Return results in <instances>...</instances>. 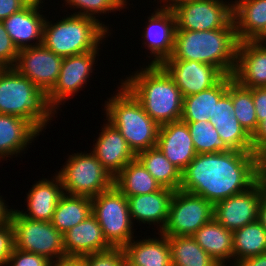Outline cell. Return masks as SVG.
<instances>
[{
    "label": "cell",
    "instance_id": "6da1fadb",
    "mask_svg": "<svg viewBox=\"0 0 266 266\" xmlns=\"http://www.w3.org/2000/svg\"><path fill=\"white\" fill-rule=\"evenodd\" d=\"M259 180V156L253 152L197 154L182 172L180 190L212 203L247 191Z\"/></svg>",
    "mask_w": 266,
    "mask_h": 266
},
{
    "label": "cell",
    "instance_id": "7a4b0ae2",
    "mask_svg": "<svg viewBox=\"0 0 266 266\" xmlns=\"http://www.w3.org/2000/svg\"><path fill=\"white\" fill-rule=\"evenodd\" d=\"M142 67L121 83L159 126L181 120L183 96L172 77L161 65Z\"/></svg>",
    "mask_w": 266,
    "mask_h": 266
},
{
    "label": "cell",
    "instance_id": "3957f363",
    "mask_svg": "<svg viewBox=\"0 0 266 266\" xmlns=\"http://www.w3.org/2000/svg\"><path fill=\"white\" fill-rule=\"evenodd\" d=\"M239 39L232 20L226 27L206 31L176 30L174 50L168 60L199 61L233 75Z\"/></svg>",
    "mask_w": 266,
    "mask_h": 266
},
{
    "label": "cell",
    "instance_id": "277c9868",
    "mask_svg": "<svg viewBox=\"0 0 266 266\" xmlns=\"http://www.w3.org/2000/svg\"><path fill=\"white\" fill-rule=\"evenodd\" d=\"M57 113L49 104L47 94L13 67L1 72L0 114L24 118L42 133Z\"/></svg>",
    "mask_w": 266,
    "mask_h": 266
},
{
    "label": "cell",
    "instance_id": "5b68a950",
    "mask_svg": "<svg viewBox=\"0 0 266 266\" xmlns=\"http://www.w3.org/2000/svg\"><path fill=\"white\" fill-rule=\"evenodd\" d=\"M117 92L107 98L103 110L107 122L127 141L135 155L157 146L159 125L144 111L141 103L120 82Z\"/></svg>",
    "mask_w": 266,
    "mask_h": 266
},
{
    "label": "cell",
    "instance_id": "8992f818",
    "mask_svg": "<svg viewBox=\"0 0 266 266\" xmlns=\"http://www.w3.org/2000/svg\"><path fill=\"white\" fill-rule=\"evenodd\" d=\"M110 34L95 19L71 13L55 23L46 18L42 44L65 58L97 50Z\"/></svg>",
    "mask_w": 266,
    "mask_h": 266
},
{
    "label": "cell",
    "instance_id": "52a82bcc",
    "mask_svg": "<svg viewBox=\"0 0 266 266\" xmlns=\"http://www.w3.org/2000/svg\"><path fill=\"white\" fill-rule=\"evenodd\" d=\"M66 159L56 171L64 193L92 198L114 185V178L92 152L72 153Z\"/></svg>",
    "mask_w": 266,
    "mask_h": 266
},
{
    "label": "cell",
    "instance_id": "ba28073f",
    "mask_svg": "<svg viewBox=\"0 0 266 266\" xmlns=\"http://www.w3.org/2000/svg\"><path fill=\"white\" fill-rule=\"evenodd\" d=\"M92 214L97 219L104 237L112 247L124 248L134 239L128 200L114 185L92 197Z\"/></svg>",
    "mask_w": 266,
    "mask_h": 266
},
{
    "label": "cell",
    "instance_id": "9c48e42d",
    "mask_svg": "<svg viewBox=\"0 0 266 266\" xmlns=\"http://www.w3.org/2000/svg\"><path fill=\"white\" fill-rule=\"evenodd\" d=\"M11 224L14 248L47 257L50 261L65 257L63 234L51 222L36 221L13 209Z\"/></svg>",
    "mask_w": 266,
    "mask_h": 266
},
{
    "label": "cell",
    "instance_id": "30bf717a",
    "mask_svg": "<svg viewBox=\"0 0 266 266\" xmlns=\"http://www.w3.org/2000/svg\"><path fill=\"white\" fill-rule=\"evenodd\" d=\"M214 205L201 196L176 190L171 199L167 222L160 232L165 236H192L213 219Z\"/></svg>",
    "mask_w": 266,
    "mask_h": 266
},
{
    "label": "cell",
    "instance_id": "8fae6325",
    "mask_svg": "<svg viewBox=\"0 0 266 266\" xmlns=\"http://www.w3.org/2000/svg\"><path fill=\"white\" fill-rule=\"evenodd\" d=\"M225 1V0H224ZM195 0L176 5V30L206 31L226 27L233 20V1Z\"/></svg>",
    "mask_w": 266,
    "mask_h": 266
},
{
    "label": "cell",
    "instance_id": "7c38bea8",
    "mask_svg": "<svg viewBox=\"0 0 266 266\" xmlns=\"http://www.w3.org/2000/svg\"><path fill=\"white\" fill-rule=\"evenodd\" d=\"M100 49L99 47L94 51L63 58L58 80L47 94L49 104L56 111H59L60 105H64L70 97L75 96L83 88L85 89L87 81L91 80L89 78L95 71L96 65L94 64L98 60L96 56H100Z\"/></svg>",
    "mask_w": 266,
    "mask_h": 266
},
{
    "label": "cell",
    "instance_id": "4fadbf2b",
    "mask_svg": "<svg viewBox=\"0 0 266 266\" xmlns=\"http://www.w3.org/2000/svg\"><path fill=\"white\" fill-rule=\"evenodd\" d=\"M63 57L43 44L20 49L14 69L48 94L56 84Z\"/></svg>",
    "mask_w": 266,
    "mask_h": 266
},
{
    "label": "cell",
    "instance_id": "5bb4252c",
    "mask_svg": "<svg viewBox=\"0 0 266 266\" xmlns=\"http://www.w3.org/2000/svg\"><path fill=\"white\" fill-rule=\"evenodd\" d=\"M154 8L141 36L150 54L149 61L152 59L148 65L152 66L162 65L172 56L177 28L173 9L158 4Z\"/></svg>",
    "mask_w": 266,
    "mask_h": 266
},
{
    "label": "cell",
    "instance_id": "9a60e30c",
    "mask_svg": "<svg viewBox=\"0 0 266 266\" xmlns=\"http://www.w3.org/2000/svg\"><path fill=\"white\" fill-rule=\"evenodd\" d=\"M265 188L258 180L247 191L214 204L213 218L231 232L258 220V207Z\"/></svg>",
    "mask_w": 266,
    "mask_h": 266
},
{
    "label": "cell",
    "instance_id": "2e32d148",
    "mask_svg": "<svg viewBox=\"0 0 266 266\" xmlns=\"http://www.w3.org/2000/svg\"><path fill=\"white\" fill-rule=\"evenodd\" d=\"M161 66L172 77L183 97L211 88L225 76L214 65L194 60H166Z\"/></svg>",
    "mask_w": 266,
    "mask_h": 266
},
{
    "label": "cell",
    "instance_id": "e0dca14e",
    "mask_svg": "<svg viewBox=\"0 0 266 266\" xmlns=\"http://www.w3.org/2000/svg\"><path fill=\"white\" fill-rule=\"evenodd\" d=\"M44 2L43 0H32L21 11L2 21L18 50L42 44L44 23L47 18L46 15L41 14L43 10H40L44 9L42 6L45 4Z\"/></svg>",
    "mask_w": 266,
    "mask_h": 266
},
{
    "label": "cell",
    "instance_id": "ac0fdd59",
    "mask_svg": "<svg viewBox=\"0 0 266 266\" xmlns=\"http://www.w3.org/2000/svg\"><path fill=\"white\" fill-rule=\"evenodd\" d=\"M102 126L91 152L114 178L136 155L115 127L106 120Z\"/></svg>",
    "mask_w": 266,
    "mask_h": 266
},
{
    "label": "cell",
    "instance_id": "d6986e66",
    "mask_svg": "<svg viewBox=\"0 0 266 266\" xmlns=\"http://www.w3.org/2000/svg\"><path fill=\"white\" fill-rule=\"evenodd\" d=\"M157 147L181 172L197 155L188 125L182 120L159 126Z\"/></svg>",
    "mask_w": 266,
    "mask_h": 266
},
{
    "label": "cell",
    "instance_id": "ffe728a7",
    "mask_svg": "<svg viewBox=\"0 0 266 266\" xmlns=\"http://www.w3.org/2000/svg\"><path fill=\"white\" fill-rule=\"evenodd\" d=\"M233 78L246 88L266 87V43L239 42Z\"/></svg>",
    "mask_w": 266,
    "mask_h": 266
},
{
    "label": "cell",
    "instance_id": "44dd1931",
    "mask_svg": "<svg viewBox=\"0 0 266 266\" xmlns=\"http://www.w3.org/2000/svg\"><path fill=\"white\" fill-rule=\"evenodd\" d=\"M174 192L172 189L162 187L160 190L149 194L127 197L133 224L135 221L149 226L153 224L158 233L161 232L167 222Z\"/></svg>",
    "mask_w": 266,
    "mask_h": 266
},
{
    "label": "cell",
    "instance_id": "7402d4cb",
    "mask_svg": "<svg viewBox=\"0 0 266 266\" xmlns=\"http://www.w3.org/2000/svg\"><path fill=\"white\" fill-rule=\"evenodd\" d=\"M54 175L52 180L42 178L32 185L26 194L27 211L18 210L22 216L36 221H52L56 206L64 194L60 177Z\"/></svg>",
    "mask_w": 266,
    "mask_h": 266
},
{
    "label": "cell",
    "instance_id": "603a6c76",
    "mask_svg": "<svg viewBox=\"0 0 266 266\" xmlns=\"http://www.w3.org/2000/svg\"><path fill=\"white\" fill-rule=\"evenodd\" d=\"M66 256L83 257L112 248L93 214L63 234Z\"/></svg>",
    "mask_w": 266,
    "mask_h": 266
},
{
    "label": "cell",
    "instance_id": "cb8c5ba5",
    "mask_svg": "<svg viewBox=\"0 0 266 266\" xmlns=\"http://www.w3.org/2000/svg\"><path fill=\"white\" fill-rule=\"evenodd\" d=\"M40 132L27 120L15 115L0 114V160H10L28 150ZM1 162V161H0Z\"/></svg>",
    "mask_w": 266,
    "mask_h": 266
},
{
    "label": "cell",
    "instance_id": "d4e9b609",
    "mask_svg": "<svg viewBox=\"0 0 266 266\" xmlns=\"http://www.w3.org/2000/svg\"><path fill=\"white\" fill-rule=\"evenodd\" d=\"M233 20L240 42L258 41L266 33V0L233 1Z\"/></svg>",
    "mask_w": 266,
    "mask_h": 266
},
{
    "label": "cell",
    "instance_id": "484cf974",
    "mask_svg": "<svg viewBox=\"0 0 266 266\" xmlns=\"http://www.w3.org/2000/svg\"><path fill=\"white\" fill-rule=\"evenodd\" d=\"M132 239L125 247L126 260L134 266H172L168 236Z\"/></svg>",
    "mask_w": 266,
    "mask_h": 266
},
{
    "label": "cell",
    "instance_id": "4316f807",
    "mask_svg": "<svg viewBox=\"0 0 266 266\" xmlns=\"http://www.w3.org/2000/svg\"><path fill=\"white\" fill-rule=\"evenodd\" d=\"M192 237L218 264L233 266V232L214 218L201 226Z\"/></svg>",
    "mask_w": 266,
    "mask_h": 266
},
{
    "label": "cell",
    "instance_id": "83f0119b",
    "mask_svg": "<svg viewBox=\"0 0 266 266\" xmlns=\"http://www.w3.org/2000/svg\"><path fill=\"white\" fill-rule=\"evenodd\" d=\"M228 90V75L215 86L199 93L183 97L184 122L209 121L214 116L215 104Z\"/></svg>",
    "mask_w": 266,
    "mask_h": 266
},
{
    "label": "cell",
    "instance_id": "f1b7e54d",
    "mask_svg": "<svg viewBox=\"0 0 266 266\" xmlns=\"http://www.w3.org/2000/svg\"><path fill=\"white\" fill-rule=\"evenodd\" d=\"M114 186L126 197L149 194L162 188L137 158L114 177Z\"/></svg>",
    "mask_w": 266,
    "mask_h": 266
},
{
    "label": "cell",
    "instance_id": "f546056e",
    "mask_svg": "<svg viewBox=\"0 0 266 266\" xmlns=\"http://www.w3.org/2000/svg\"><path fill=\"white\" fill-rule=\"evenodd\" d=\"M136 158L161 187L174 191L180 189L182 172L164 156L157 146L138 153Z\"/></svg>",
    "mask_w": 266,
    "mask_h": 266
},
{
    "label": "cell",
    "instance_id": "4dcf8cb0",
    "mask_svg": "<svg viewBox=\"0 0 266 266\" xmlns=\"http://www.w3.org/2000/svg\"><path fill=\"white\" fill-rule=\"evenodd\" d=\"M92 214V199L64 193L54 211L51 223L62 234Z\"/></svg>",
    "mask_w": 266,
    "mask_h": 266
},
{
    "label": "cell",
    "instance_id": "1f68e13d",
    "mask_svg": "<svg viewBox=\"0 0 266 266\" xmlns=\"http://www.w3.org/2000/svg\"><path fill=\"white\" fill-rule=\"evenodd\" d=\"M266 253V230L256 220L233 232V266L241 261Z\"/></svg>",
    "mask_w": 266,
    "mask_h": 266
},
{
    "label": "cell",
    "instance_id": "d6a6232c",
    "mask_svg": "<svg viewBox=\"0 0 266 266\" xmlns=\"http://www.w3.org/2000/svg\"><path fill=\"white\" fill-rule=\"evenodd\" d=\"M172 266H221L192 236H168Z\"/></svg>",
    "mask_w": 266,
    "mask_h": 266
},
{
    "label": "cell",
    "instance_id": "836d02e7",
    "mask_svg": "<svg viewBox=\"0 0 266 266\" xmlns=\"http://www.w3.org/2000/svg\"><path fill=\"white\" fill-rule=\"evenodd\" d=\"M233 114L240 125L252 136L258 128L257 115L250 88L243 87L231 75Z\"/></svg>",
    "mask_w": 266,
    "mask_h": 266
},
{
    "label": "cell",
    "instance_id": "e575fe53",
    "mask_svg": "<svg viewBox=\"0 0 266 266\" xmlns=\"http://www.w3.org/2000/svg\"><path fill=\"white\" fill-rule=\"evenodd\" d=\"M209 122L231 150L253 152L252 136L240 125L234 114L229 118L209 119Z\"/></svg>",
    "mask_w": 266,
    "mask_h": 266
},
{
    "label": "cell",
    "instance_id": "d590c367",
    "mask_svg": "<svg viewBox=\"0 0 266 266\" xmlns=\"http://www.w3.org/2000/svg\"><path fill=\"white\" fill-rule=\"evenodd\" d=\"M197 154L228 152L231 149L220 138L209 121L186 122Z\"/></svg>",
    "mask_w": 266,
    "mask_h": 266
},
{
    "label": "cell",
    "instance_id": "8d00e7d4",
    "mask_svg": "<svg viewBox=\"0 0 266 266\" xmlns=\"http://www.w3.org/2000/svg\"><path fill=\"white\" fill-rule=\"evenodd\" d=\"M65 6L67 8L78 9L77 12H73L74 15L86 16L95 19L100 22L108 31H112L111 26H106L105 22L100 21V15L104 16L105 14L111 12H120V9H127V0H64ZM69 6V7H68ZM96 15V16H95Z\"/></svg>",
    "mask_w": 266,
    "mask_h": 266
},
{
    "label": "cell",
    "instance_id": "74e56055",
    "mask_svg": "<svg viewBox=\"0 0 266 266\" xmlns=\"http://www.w3.org/2000/svg\"><path fill=\"white\" fill-rule=\"evenodd\" d=\"M85 266H124L126 255L124 248L112 247L102 252L83 256Z\"/></svg>",
    "mask_w": 266,
    "mask_h": 266
},
{
    "label": "cell",
    "instance_id": "f35d334b",
    "mask_svg": "<svg viewBox=\"0 0 266 266\" xmlns=\"http://www.w3.org/2000/svg\"><path fill=\"white\" fill-rule=\"evenodd\" d=\"M19 50L12 42L5 26L0 21V63L5 67H14Z\"/></svg>",
    "mask_w": 266,
    "mask_h": 266
},
{
    "label": "cell",
    "instance_id": "ab89813d",
    "mask_svg": "<svg viewBox=\"0 0 266 266\" xmlns=\"http://www.w3.org/2000/svg\"><path fill=\"white\" fill-rule=\"evenodd\" d=\"M50 260L32 252L13 249L7 266H49Z\"/></svg>",
    "mask_w": 266,
    "mask_h": 266
},
{
    "label": "cell",
    "instance_id": "60d3db41",
    "mask_svg": "<svg viewBox=\"0 0 266 266\" xmlns=\"http://www.w3.org/2000/svg\"><path fill=\"white\" fill-rule=\"evenodd\" d=\"M14 249V230L11 221L0 225V266H7Z\"/></svg>",
    "mask_w": 266,
    "mask_h": 266
},
{
    "label": "cell",
    "instance_id": "b9f144b4",
    "mask_svg": "<svg viewBox=\"0 0 266 266\" xmlns=\"http://www.w3.org/2000/svg\"><path fill=\"white\" fill-rule=\"evenodd\" d=\"M234 106L231 99V75H228V90L215 104L214 116L211 119L229 118Z\"/></svg>",
    "mask_w": 266,
    "mask_h": 266
},
{
    "label": "cell",
    "instance_id": "7bdbcfd3",
    "mask_svg": "<svg viewBox=\"0 0 266 266\" xmlns=\"http://www.w3.org/2000/svg\"><path fill=\"white\" fill-rule=\"evenodd\" d=\"M258 124L266 119V87L251 89Z\"/></svg>",
    "mask_w": 266,
    "mask_h": 266
},
{
    "label": "cell",
    "instance_id": "ee69618b",
    "mask_svg": "<svg viewBox=\"0 0 266 266\" xmlns=\"http://www.w3.org/2000/svg\"><path fill=\"white\" fill-rule=\"evenodd\" d=\"M32 0H0V21L21 11Z\"/></svg>",
    "mask_w": 266,
    "mask_h": 266
},
{
    "label": "cell",
    "instance_id": "f6af8a7d",
    "mask_svg": "<svg viewBox=\"0 0 266 266\" xmlns=\"http://www.w3.org/2000/svg\"><path fill=\"white\" fill-rule=\"evenodd\" d=\"M253 153L258 156L266 149V119L261 121L252 135Z\"/></svg>",
    "mask_w": 266,
    "mask_h": 266
},
{
    "label": "cell",
    "instance_id": "bcb514c9",
    "mask_svg": "<svg viewBox=\"0 0 266 266\" xmlns=\"http://www.w3.org/2000/svg\"><path fill=\"white\" fill-rule=\"evenodd\" d=\"M49 266H85L83 257L65 256L51 260Z\"/></svg>",
    "mask_w": 266,
    "mask_h": 266
},
{
    "label": "cell",
    "instance_id": "7dc6e473",
    "mask_svg": "<svg viewBox=\"0 0 266 266\" xmlns=\"http://www.w3.org/2000/svg\"><path fill=\"white\" fill-rule=\"evenodd\" d=\"M234 266H266V253L247 259H242Z\"/></svg>",
    "mask_w": 266,
    "mask_h": 266
},
{
    "label": "cell",
    "instance_id": "c3c4849f",
    "mask_svg": "<svg viewBox=\"0 0 266 266\" xmlns=\"http://www.w3.org/2000/svg\"><path fill=\"white\" fill-rule=\"evenodd\" d=\"M2 197L3 196L0 195V225H3L10 221L13 211V209H11V207H9V205L5 203L6 200Z\"/></svg>",
    "mask_w": 266,
    "mask_h": 266
},
{
    "label": "cell",
    "instance_id": "681fc988",
    "mask_svg": "<svg viewBox=\"0 0 266 266\" xmlns=\"http://www.w3.org/2000/svg\"><path fill=\"white\" fill-rule=\"evenodd\" d=\"M258 221L266 230V193L263 194L258 207Z\"/></svg>",
    "mask_w": 266,
    "mask_h": 266
},
{
    "label": "cell",
    "instance_id": "f907efd6",
    "mask_svg": "<svg viewBox=\"0 0 266 266\" xmlns=\"http://www.w3.org/2000/svg\"><path fill=\"white\" fill-rule=\"evenodd\" d=\"M156 0H154L155 2ZM161 1V2H160ZM189 1H195V0H157L158 4L163 5L164 7H167V8H171L173 9L176 5H179V4H182V3H185V2H189Z\"/></svg>",
    "mask_w": 266,
    "mask_h": 266
},
{
    "label": "cell",
    "instance_id": "816d5d0a",
    "mask_svg": "<svg viewBox=\"0 0 266 266\" xmlns=\"http://www.w3.org/2000/svg\"><path fill=\"white\" fill-rule=\"evenodd\" d=\"M259 180L262 182L266 193V168H259Z\"/></svg>",
    "mask_w": 266,
    "mask_h": 266
},
{
    "label": "cell",
    "instance_id": "f5cc1de1",
    "mask_svg": "<svg viewBox=\"0 0 266 266\" xmlns=\"http://www.w3.org/2000/svg\"><path fill=\"white\" fill-rule=\"evenodd\" d=\"M259 168H266V149L259 155Z\"/></svg>",
    "mask_w": 266,
    "mask_h": 266
},
{
    "label": "cell",
    "instance_id": "db71d44e",
    "mask_svg": "<svg viewBox=\"0 0 266 266\" xmlns=\"http://www.w3.org/2000/svg\"><path fill=\"white\" fill-rule=\"evenodd\" d=\"M258 41L266 43V33Z\"/></svg>",
    "mask_w": 266,
    "mask_h": 266
},
{
    "label": "cell",
    "instance_id": "11a10c76",
    "mask_svg": "<svg viewBox=\"0 0 266 266\" xmlns=\"http://www.w3.org/2000/svg\"><path fill=\"white\" fill-rule=\"evenodd\" d=\"M6 67L2 64V63H0V74H1V72L5 69Z\"/></svg>",
    "mask_w": 266,
    "mask_h": 266
},
{
    "label": "cell",
    "instance_id": "9f6ffc18",
    "mask_svg": "<svg viewBox=\"0 0 266 266\" xmlns=\"http://www.w3.org/2000/svg\"><path fill=\"white\" fill-rule=\"evenodd\" d=\"M124 266H134V265H131L127 260H125Z\"/></svg>",
    "mask_w": 266,
    "mask_h": 266
}]
</instances>
